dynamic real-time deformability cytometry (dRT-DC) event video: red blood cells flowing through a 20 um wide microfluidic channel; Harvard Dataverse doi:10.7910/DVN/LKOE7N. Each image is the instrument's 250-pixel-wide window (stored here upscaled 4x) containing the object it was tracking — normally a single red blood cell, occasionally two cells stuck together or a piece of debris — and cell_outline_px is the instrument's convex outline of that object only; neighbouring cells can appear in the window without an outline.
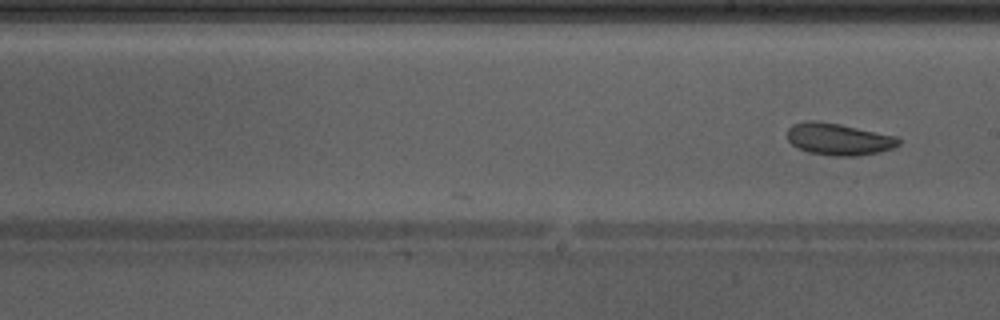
{"species": "Egyptian fruit bat (a non-hibernating species)", "species_latin": "Rousettus aegyptiacus", "temperature_condition": "warm", "stored_images_in_passage": 27, "camera_frame_rate_fps": 3000, "um_per_image_px": 0.085, "animal": {"sex": "male"}, "frame": {"image": 1, "passage_image": 27, "time_ms": 8.667, "image_size_px": [1000, 320], "cell_outline_px": [[900, 144], [892, 148], [880, 152], [856, 156], [832, 156], [808, 152], [792, 144], [788, 140], [788, 128], [792, 124], [804, 120], [816, 120], [840, 124], [896, 136], [900, 140]], "centroid_in_image_um": [71.27, 11.82], "position_along_channel_um": 217.7, "area_um2": 20.75}}